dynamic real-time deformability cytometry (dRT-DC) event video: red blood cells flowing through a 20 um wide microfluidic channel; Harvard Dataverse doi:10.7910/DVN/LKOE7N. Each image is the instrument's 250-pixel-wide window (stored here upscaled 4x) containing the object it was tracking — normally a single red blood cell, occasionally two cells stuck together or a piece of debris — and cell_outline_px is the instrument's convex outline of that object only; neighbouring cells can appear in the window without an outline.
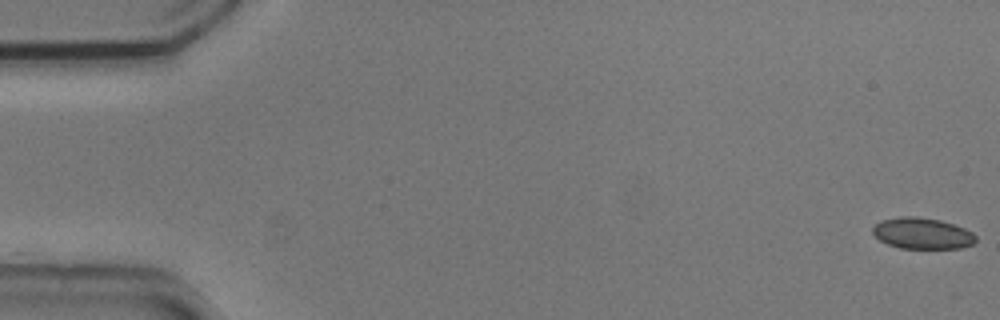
{"species": "common noctule bat (a hibernating species)", "species_latin": "Nyctalus noctula", "temperature_condition": "cold", "stored_images_in_passage": 56, "camera_frame_rate_fps": 3000, "um_per_image_px": 0.085, "animal": {"sex": "male", "body_mass_g": 20.5, "forearm_length_mm": 52.5}, "frame": {"image": 1, "passage_image": 1, "time_ms": 0.0, "image_size_px": [1000, 320], "cell_outline_px": [[976, 240], [972, 244], [960, 248], [900, 248], [888, 244], [880, 240], [872, 232], [872, 228], [880, 220], [900, 216], [916, 216], [940, 220], [964, 228], [972, 232], [976, 236]], "centroid_in_image_um": [78.38, 19.83], "position_along_channel_um": 6.6, "area_um2": 18.67}}
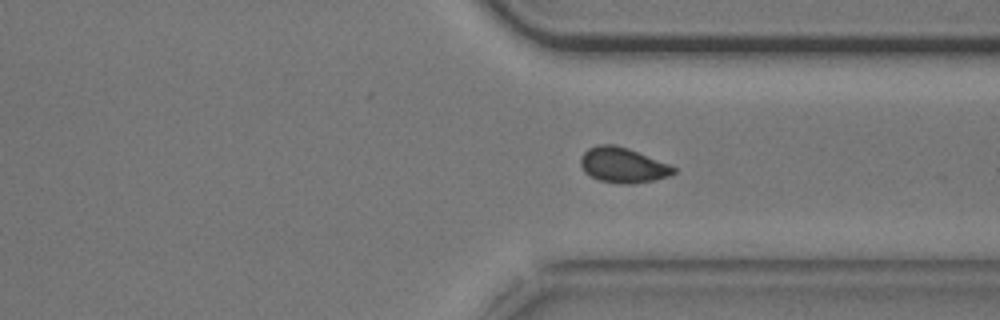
{"frame": {"image": 2, "passage_image": 41, "time_ms": 13.333, "image_size_px": [1000, 320], "cell_outline_px": [[676, 172], [668, 176], [652, 180], [632, 184], [620, 184], [600, 180], [584, 172], [580, 164], [580, 160], [584, 152], [588, 148], [600, 144], [616, 144], [628, 148], [668, 164], [676, 168]], "centroid_in_image_um": [52.92, 14.03], "position_along_channel_um": 358.5, "area_um2": 18.9}}
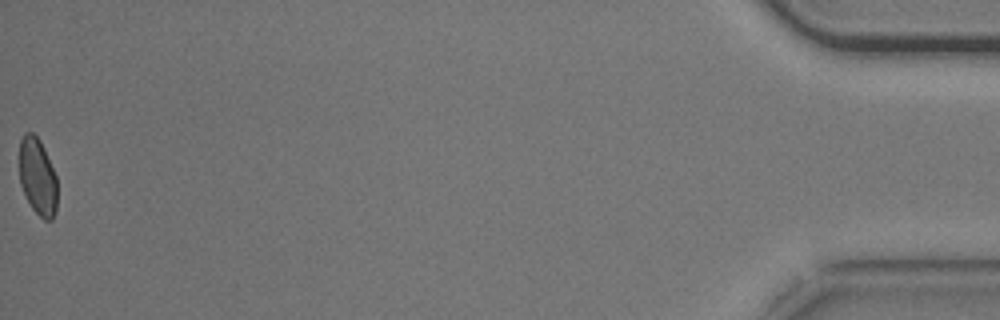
{"frame": {"image": 3, "passage_image": 55, "time_ms": 18.0, "image_size_px": [1000, 320], "cell_outline_px": [[56, 212], [52, 220], [44, 220], [32, 208], [20, 184], [20, 140], [24, 132], [32, 132], [40, 140], [44, 148], [56, 176]], "centroid_in_image_um": [3.2, 15.01], "position_along_channel_um": 432.0, "area_um2": 16.88}}